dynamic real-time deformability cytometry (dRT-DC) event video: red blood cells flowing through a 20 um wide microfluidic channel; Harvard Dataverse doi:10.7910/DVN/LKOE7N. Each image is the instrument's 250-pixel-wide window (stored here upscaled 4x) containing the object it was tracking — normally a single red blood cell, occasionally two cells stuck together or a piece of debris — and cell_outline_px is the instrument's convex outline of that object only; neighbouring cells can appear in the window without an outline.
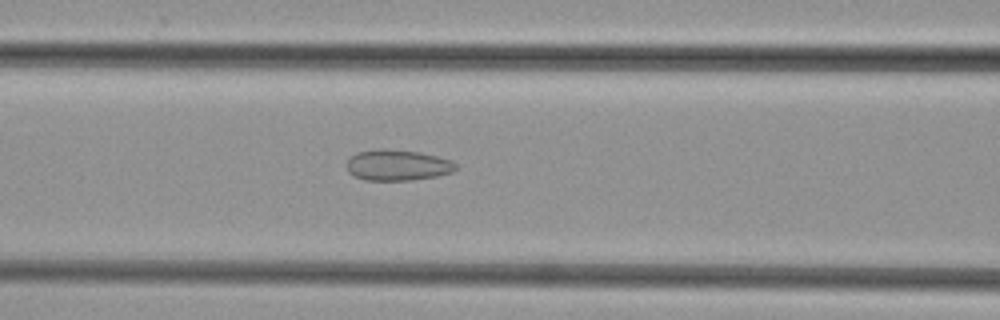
{"species": "common noctule bat (a hibernating species)", "species_latin": "Nyctalus noctula", "temperature_condition": "cold", "stored_images_in_passage": 37, "camera_frame_rate_fps": 3000, "um_per_image_px": 0.085, "animal": {"sex": "female", "body_mass_g": 29.2, "forearm_length_mm": 56.3}, "frame": {"image": 1, "passage_image": 9, "time_ms": 2.667, "image_size_px": [1000, 320], "cell_outline_px": [[456, 168], [452, 172], [436, 176], [412, 180], [364, 180], [348, 172], [348, 160], [356, 152], [380, 148], [384, 148], [420, 152], [452, 160], [456, 164]], "centroid_in_image_um": [33.79, 14.03], "position_along_channel_um": 132.8, "area_um2": 19.59}}
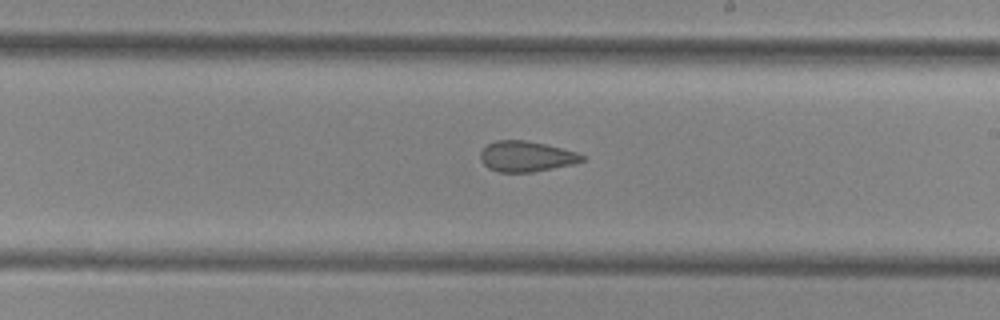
{"frame": {"image": 2, "passage_image": 17, "time_ms": 5.333, "image_size_px": [1000, 320], "cell_outline_px": [[584, 160], [572, 164], [532, 172], [500, 172], [488, 168], [480, 160], [480, 152], [488, 144], [496, 140], [524, 140], [544, 144], [576, 152], [584, 156]], "centroid_in_image_um": [44.69, 13.29], "position_along_channel_um": 244.3, "area_um2": 17.86}}
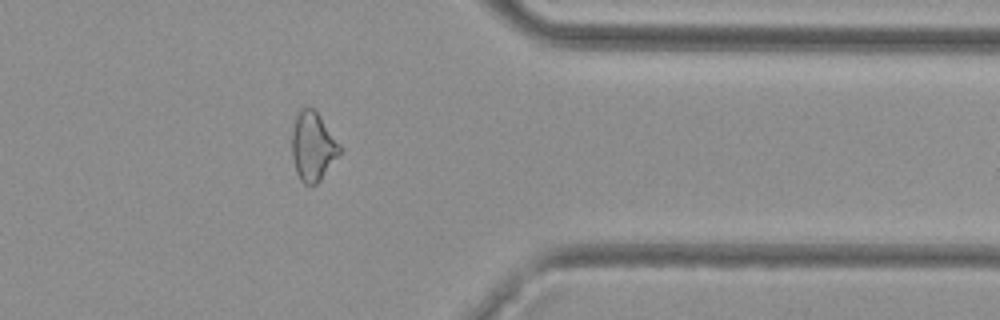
{"frame": {"image": 3, "passage_image": 28, "time_ms": 9.0, "image_size_px": [1000, 320], "cell_outline_px": [[344, 148], [320, 180], [316, 184], [304, 184], [300, 180], [296, 172], [292, 156], [292, 132], [296, 116], [300, 108], [312, 108], [320, 116]], "centroid_in_image_um": [26.61, 12.45], "position_along_channel_um": 384.8, "area_um2": 19.19}}